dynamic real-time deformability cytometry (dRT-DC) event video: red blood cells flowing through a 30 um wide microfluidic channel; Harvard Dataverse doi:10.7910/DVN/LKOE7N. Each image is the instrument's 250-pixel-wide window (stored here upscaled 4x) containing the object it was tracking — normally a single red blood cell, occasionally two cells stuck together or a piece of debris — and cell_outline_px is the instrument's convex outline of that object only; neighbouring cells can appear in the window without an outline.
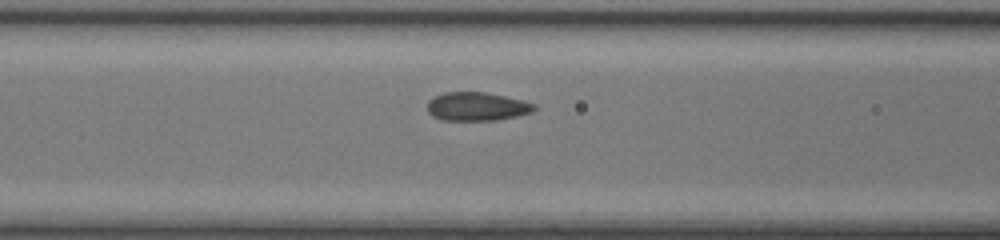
{"species": "common noctule bat (a hibernating species)", "species_latin": "Nyctalus noctula", "temperature_condition": "room temperature", "stored_images_in_passage": 12, "camera_frame_rate_fps": 3000, "um_per_image_px": 0.085, "animal": {"sex": "female", "body_mass_g": 17.0, "forearm_length_mm": 48.0}, "frame": {"image": 1, "passage_image": 10, "time_ms": 3.0, "image_size_px": [1000, 240], "cell_outline_px": [[536, 108], [532, 112], [516, 116], [496, 120], [440, 120], [432, 116], [428, 112], [428, 100], [444, 92], [484, 92], [524, 100], [536, 104]], "centroid_in_image_um": [40.54, 9.05], "position_along_channel_um": 126.1, "area_um2": 17.8}}